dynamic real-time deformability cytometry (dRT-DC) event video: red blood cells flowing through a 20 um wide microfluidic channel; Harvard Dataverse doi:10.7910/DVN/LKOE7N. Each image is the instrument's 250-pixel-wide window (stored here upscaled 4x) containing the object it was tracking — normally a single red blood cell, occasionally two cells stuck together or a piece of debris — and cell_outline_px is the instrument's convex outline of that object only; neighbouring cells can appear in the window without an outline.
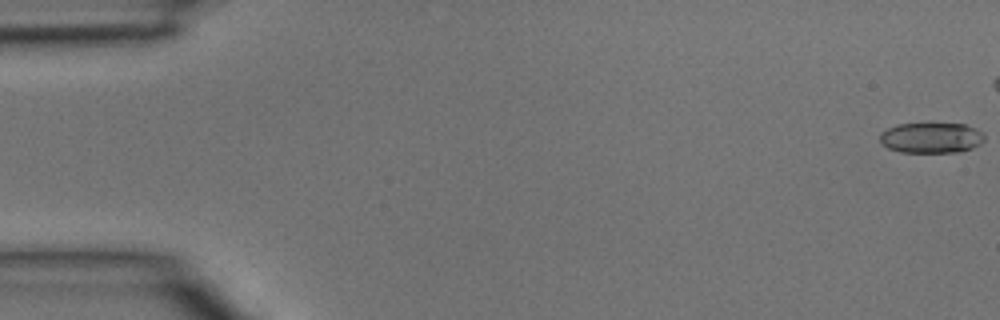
{"species": "common noctule bat (a hibernating species)", "species_latin": "Nyctalus noctula", "temperature_condition": "room temperature", "stored_images_in_passage": 4, "camera_frame_rate_fps": 3000, "um_per_image_px": 0.085, "animal": {"sex": "male", "body_mass_g": 15.6}, "frame": {"image": 1, "passage_image": 1, "time_ms": 0.0, "image_size_px": [1000, 320], "cell_outline_px": [[984, 140], [980, 144], [972, 148], [960, 152], [900, 152], [888, 148], [880, 144], [880, 132], [896, 124], [928, 120], [964, 124], [976, 128], [984, 136]], "centroid_in_image_um": [79.12, 11.65], "position_along_channel_um": 5.9, "area_um2": 19.59}}